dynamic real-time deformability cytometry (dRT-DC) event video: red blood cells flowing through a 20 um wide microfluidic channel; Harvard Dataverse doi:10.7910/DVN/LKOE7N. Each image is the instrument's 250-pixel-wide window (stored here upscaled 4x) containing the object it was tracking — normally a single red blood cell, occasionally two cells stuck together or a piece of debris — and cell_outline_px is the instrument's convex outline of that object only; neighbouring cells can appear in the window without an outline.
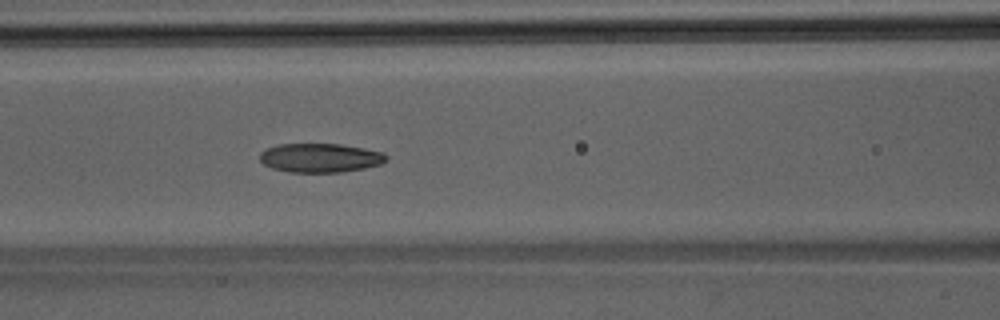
{"species": "Egyptian fruit bat (a non-hibernating species)", "species_latin": "Rousettus aegyptiacus", "temperature_condition": "room temperature", "stored_images_in_passage": 46, "camera_frame_rate_fps": 3000, "um_per_image_px": 0.085, "animal": {"sex": "male"}, "frame": {"image": 1, "passage_image": 20, "time_ms": 6.333, "image_size_px": [1000, 320], "cell_outline_px": [[388, 160], [380, 164], [364, 168], [340, 172], [288, 172], [272, 168], [264, 164], [260, 160], [260, 152], [264, 148], [280, 144], [340, 144], [364, 148], [384, 152], [388, 156]], "centroid_in_image_um": [27.22, 13.41], "position_along_channel_um": 139.4, "area_um2": 21.5}}
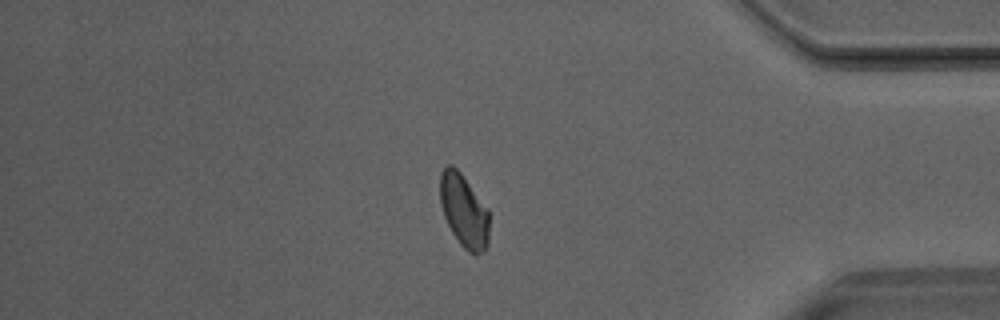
{"frame": {"image": 2, "passage_image": 39, "time_ms": 12.667, "image_size_px": [1000, 320], "cell_outline_px": [[488, 244], [484, 252], [468, 252], [460, 244], [452, 232], [444, 216], [440, 204], [440, 172], [448, 164], [452, 164], [460, 172], [488, 208]], "centroid_in_image_um": [39.42, 17.89], "position_along_channel_um": 395.8, "area_um2": 20.81}}
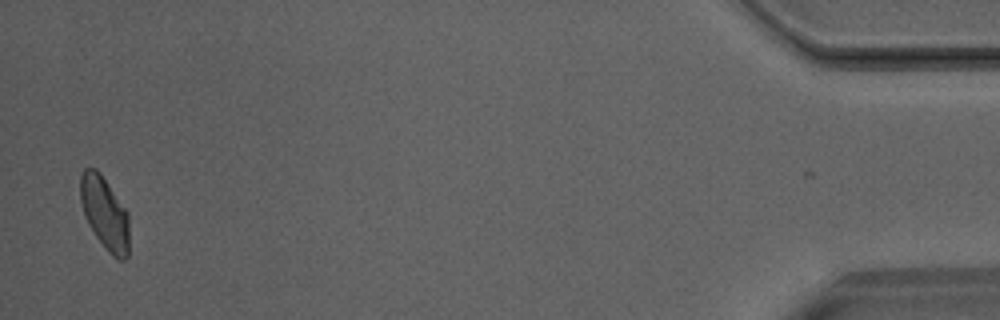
{"frame": {"image": 3, "passage_image": 45, "time_ms": 14.667, "image_size_px": [1000, 320], "cell_outline_px": [[128, 256], [124, 260], [120, 260], [112, 256], [108, 252], [96, 236], [88, 224], [84, 216], [80, 200], [80, 176], [84, 168], [96, 168], [100, 172], [128, 212]], "centroid_in_image_um": [8.89, 18.1], "position_along_channel_um": 426.3, "area_um2": 20.75}}